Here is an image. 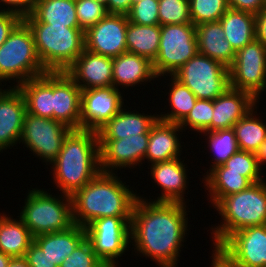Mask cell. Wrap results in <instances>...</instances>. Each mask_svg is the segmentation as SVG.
<instances>
[{
	"instance_id": "cell-53",
	"label": "cell",
	"mask_w": 266,
	"mask_h": 267,
	"mask_svg": "<svg viewBox=\"0 0 266 267\" xmlns=\"http://www.w3.org/2000/svg\"><path fill=\"white\" fill-rule=\"evenodd\" d=\"M97 2H99L100 4H102L103 6L107 7L109 4V0H96Z\"/></svg>"
},
{
	"instance_id": "cell-11",
	"label": "cell",
	"mask_w": 266,
	"mask_h": 267,
	"mask_svg": "<svg viewBox=\"0 0 266 267\" xmlns=\"http://www.w3.org/2000/svg\"><path fill=\"white\" fill-rule=\"evenodd\" d=\"M71 131V128L59 121L26 112L20 143L24 144L23 148L27 147L35 157L49 165L58 156Z\"/></svg>"
},
{
	"instance_id": "cell-48",
	"label": "cell",
	"mask_w": 266,
	"mask_h": 267,
	"mask_svg": "<svg viewBox=\"0 0 266 267\" xmlns=\"http://www.w3.org/2000/svg\"><path fill=\"white\" fill-rule=\"evenodd\" d=\"M134 0H109L106 7L108 14H127Z\"/></svg>"
},
{
	"instance_id": "cell-24",
	"label": "cell",
	"mask_w": 266,
	"mask_h": 267,
	"mask_svg": "<svg viewBox=\"0 0 266 267\" xmlns=\"http://www.w3.org/2000/svg\"><path fill=\"white\" fill-rule=\"evenodd\" d=\"M113 88L135 87V85L158 80L154 73L152 62L144 57L130 52H124L113 58Z\"/></svg>"
},
{
	"instance_id": "cell-13",
	"label": "cell",
	"mask_w": 266,
	"mask_h": 267,
	"mask_svg": "<svg viewBox=\"0 0 266 267\" xmlns=\"http://www.w3.org/2000/svg\"><path fill=\"white\" fill-rule=\"evenodd\" d=\"M101 172L117 173V169L143 166L149 134L128 136L124 139H98ZM116 170V171H115Z\"/></svg>"
},
{
	"instance_id": "cell-38",
	"label": "cell",
	"mask_w": 266,
	"mask_h": 267,
	"mask_svg": "<svg viewBox=\"0 0 266 267\" xmlns=\"http://www.w3.org/2000/svg\"><path fill=\"white\" fill-rule=\"evenodd\" d=\"M223 165L229 168V171L240 172L241 175L248 178L253 184L265 179L262 177L264 174L254 153L238 150Z\"/></svg>"
},
{
	"instance_id": "cell-32",
	"label": "cell",
	"mask_w": 266,
	"mask_h": 267,
	"mask_svg": "<svg viewBox=\"0 0 266 267\" xmlns=\"http://www.w3.org/2000/svg\"><path fill=\"white\" fill-rule=\"evenodd\" d=\"M125 38L127 52L144 56L153 62L160 45V25H138L128 22Z\"/></svg>"
},
{
	"instance_id": "cell-14",
	"label": "cell",
	"mask_w": 266,
	"mask_h": 267,
	"mask_svg": "<svg viewBox=\"0 0 266 267\" xmlns=\"http://www.w3.org/2000/svg\"><path fill=\"white\" fill-rule=\"evenodd\" d=\"M128 22L125 14H107L84 32L85 49L110 58L127 52Z\"/></svg>"
},
{
	"instance_id": "cell-30",
	"label": "cell",
	"mask_w": 266,
	"mask_h": 267,
	"mask_svg": "<svg viewBox=\"0 0 266 267\" xmlns=\"http://www.w3.org/2000/svg\"><path fill=\"white\" fill-rule=\"evenodd\" d=\"M32 242V234L19 218L0 213L1 252L11 258L24 257Z\"/></svg>"
},
{
	"instance_id": "cell-10",
	"label": "cell",
	"mask_w": 266,
	"mask_h": 267,
	"mask_svg": "<svg viewBox=\"0 0 266 267\" xmlns=\"http://www.w3.org/2000/svg\"><path fill=\"white\" fill-rule=\"evenodd\" d=\"M130 222L131 218L108 216L95 219L85 227L86 239L107 267H119L118 258L129 250Z\"/></svg>"
},
{
	"instance_id": "cell-27",
	"label": "cell",
	"mask_w": 266,
	"mask_h": 267,
	"mask_svg": "<svg viewBox=\"0 0 266 267\" xmlns=\"http://www.w3.org/2000/svg\"><path fill=\"white\" fill-rule=\"evenodd\" d=\"M86 238L85 228L74 224L62 232L41 234L33 237V241L43 250L45 255L58 267L64 259Z\"/></svg>"
},
{
	"instance_id": "cell-35",
	"label": "cell",
	"mask_w": 266,
	"mask_h": 267,
	"mask_svg": "<svg viewBox=\"0 0 266 267\" xmlns=\"http://www.w3.org/2000/svg\"><path fill=\"white\" fill-rule=\"evenodd\" d=\"M202 134L204 137L208 136L205 138V142L207 140V148L211 151L210 153H213L211 165L203 174L205 176L214 167L225 163L239 148L233 128L203 132Z\"/></svg>"
},
{
	"instance_id": "cell-18",
	"label": "cell",
	"mask_w": 266,
	"mask_h": 267,
	"mask_svg": "<svg viewBox=\"0 0 266 267\" xmlns=\"http://www.w3.org/2000/svg\"><path fill=\"white\" fill-rule=\"evenodd\" d=\"M2 88L0 87V152L20 144L27 112L24 96L18 87Z\"/></svg>"
},
{
	"instance_id": "cell-7",
	"label": "cell",
	"mask_w": 266,
	"mask_h": 267,
	"mask_svg": "<svg viewBox=\"0 0 266 267\" xmlns=\"http://www.w3.org/2000/svg\"><path fill=\"white\" fill-rule=\"evenodd\" d=\"M46 72L37 55L33 34L22 20L0 46V86L4 88L5 81L16 80L12 87H18Z\"/></svg>"
},
{
	"instance_id": "cell-9",
	"label": "cell",
	"mask_w": 266,
	"mask_h": 267,
	"mask_svg": "<svg viewBox=\"0 0 266 267\" xmlns=\"http://www.w3.org/2000/svg\"><path fill=\"white\" fill-rule=\"evenodd\" d=\"M172 76L187 86L197 99L214 100L230 87L229 69L199 53Z\"/></svg>"
},
{
	"instance_id": "cell-8",
	"label": "cell",
	"mask_w": 266,
	"mask_h": 267,
	"mask_svg": "<svg viewBox=\"0 0 266 267\" xmlns=\"http://www.w3.org/2000/svg\"><path fill=\"white\" fill-rule=\"evenodd\" d=\"M198 53L196 26L170 24L160 26V45L158 55L152 62L155 75H172Z\"/></svg>"
},
{
	"instance_id": "cell-23",
	"label": "cell",
	"mask_w": 266,
	"mask_h": 267,
	"mask_svg": "<svg viewBox=\"0 0 266 267\" xmlns=\"http://www.w3.org/2000/svg\"><path fill=\"white\" fill-rule=\"evenodd\" d=\"M129 109L124 105L115 116L101 126L96 131L98 139H124L132 135L149 134L159 115L157 113L147 115Z\"/></svg>"
},
{
	"instance_id": "cell-29",
	"label": "cell",
	"mask_w": 266,
	"mask_h": 267,
	"mask_svg": "<svg viewBox=\"0 0 266 267\" xmlns=\"http://www.w3.org/2000/svg\"><path fill=\"white\" fill-rule=\"evenodd\" d=\"M219 21L235 52L256 39V18L252 13L229 8Z\"/></svg>"
},
{
	"instance_id": "cell-21",
	"label": "cell",
	"mask_w": 266,
	"mask_h": 267,
	"mask_svg": "<svg viewBox=\"0 0 266 267\" xmlns=\"http://www.w3.org/2000/svg\"><path fill=\"white\" fill-rule=\"evenodd\" d=\"M259 102L248 92L229 87L213 100L211 131L233 128Z\"/></svg>"
},
{
	"instance_id": "cell-25",
	"label": "cell",
	"mask_w": 266,
	"mask_h": 267,
	"mask_svg": "<svg viewBox=\"0 0 266 267\" xmlns=\"http://www.w3.org/2000/svg\"><path fill=\"white\" fill-rule=\"evenodd\" d=\"M198 53L205 55L230 68L235 54L231 43L225 39L220 21L206 22L196 26Z\"/></svg>"
},
{
	"instance_id": "cell-28",
	"label": "cell",
	"mask_w": 266,
	"mask_h": 267,
	"mask_svg": "<svg viewBox=\"0 0 266 267\" xmlns=\"http://www.w3.org/2000/svg\"><path fill=\"white\" fill-rule=\"evenodd\" d=\"M204 188L209 192V201L214 207L224 197L249 188L253 183L240 172L229 171L223 164L203 176Z\"/></svg>"
},
{
	"instance_id": "cell-1",
	"label": "cell",
	"mask_w": 266,
	"mask_h": 267,
	"mask_svg": "<svg viewBox=\"0 0 266 267\" xmlns=\"http://www.w3.org/2000/svg\"><path fill=\"white\" fill-rule=\"evenodd\" d=\"M187 208L184 203L154 202L138 195L130 222L134 255L153 259L159 267H178L189 231Z\"/></svg>"
},
{
	"instance_id": "cell-47",
	"label": "cell",
	"mask_w": 266,
	"mask_h": 267,
	"mask_svg": "<svg viewBox=\"0 0 266 267\" xmlns=\"http://www.w3.org/2000/svg\"><path fill=\"white\" fill-rule=\"evenodd\" d=\"M229 8L257 15L265 6L266 0H227Z\"/></svg>"
},
{
	"instance_id": "cell-17",
	"label": "cell",
	"mask_w": 266,
	"mask_h": 267,
	"mask_svg": "<svg viewBox=\"0 0 266 267\" xmlns=\"http://www.w3.org/2000/svg\"><path fill=\"white\" fill-rule=\"evenodd\" d=\"M113 58L86 49L65 71L81 90L113 87Z\"/></svg>"
},
{
	"instance_id": "cell-45",
	"label": "cell",
	"mask_w": 266,
	"mask_h": 267,
	"mask_svg": "<svg viewBox=\"0 0 266 267\" xmlns=\"http://www.w3.org/2000/svg\"><path fill=\"white\" fill-rule=\"evenodd\" d=\"M23 19L14 13L0 11V46Z\"/></svg>"
},
{
	"instance_id": "cell-34",
	"label": "cell",
	"mask_w": 266,
	"mask_h": 267,
	"mask_svg": "<svg viewBox=\"0 0 266 267\" xmlns=\"http://www.w3.org/2000/svg\"><path fill=\"white\" fill-rule=\"evenodd\" d=\"M169 77H171L169 79L171 83H168L170 89L166 94L169 96L167 99L169 100L168 106H170V110H167V113L161 112L158 115L162 121L180 124L195 106L197 98L187 86L180 83L172 75H169Z\"/></svg>"
},
{
	"instance_id": "cell-52",
	"label": "cell",
	"mask_w": 266,
	"mask_h": 267,
	"mask_svg": "<svg viewBox=\"0 0 266 267\" xmlns=\"http://www.w3.org/2000/svg\"><path fill=\"white\" fill-rule=\"evenodd\" d=\"M11 257L0 251V267H7Z\"/></svg>"
},
{
	"instance_id": "cell-15",
	"label": "cell",
	"mask_w": 266,
	"mask_h": 267,
	"mask_svg": "<svg viewBox=\"0 0 266 267\" xmlns=\"http://www.w3.org/2000/svg\"><path fill=\"white\" fill-rule=\"evenodd\" d=\"M116 88H91L81 93V129L97 131L124 106Z\"/></svg>"
},
{
	"instance_id": "cell-2",
	"label": "cell",
	"mask_w": 266,
	"mask_h": 267,
	"mask_svg": "<svg viewBox=\"0 0 266 267\" xmlns=\"http://www.w3.org/2000/svg\"><path fill=\"white\" fill-rule=\"evenodd\" d=\"M117 175L100 172L71 196L74 224L85 228L102 217H132L139 193Z\"/></svg>"
},
{
	"instance_id": "cell-41",
	"label": "cell",
	"mask_w": 266,
	"mask_h": 267,
	"mask_svg": "<svg viewBox=\"0 0 266 267\" xmlns=\"http://www.w3.org/2000/svg\"><path fill=\"white\" fill-rule=\"evenodd\" d=\"M60 267H107L95 254L90 242L85 238L61 263Z\"/></svg>"
},
{
	"instance_id": "cell-36",
	"label": "cell",
	"mask_w": 266,
	"mask_h": 267,
	"mask_svg": "<svg viewBox=\"0 0 266 267\" xmlns=\"http://www.w3.org/2000/svg\"><path fill=\"white\" fill-rule=\"evenodd\" d=\"M190 18L197 26L206 22H216L229 9L227 0H189Z\"/></svg>"
},
{
	"instance_id": "cell-42",
	"label": "cell",
	"mask_w": 266,
	"mask_h": 267,
	"mask_svg": "<svg viewBox=\"0 0 266 267\" xmlns=\"http://www.w3.org/2000/svg\"><path fill=\"white\" fill-rule=\"evenodd\" d=\"M157 0L134 1L126 14L129 22L138 25H159Z\"/></svg>"
},
{
	"instance_id": "cell-26",
	"label": "cell",
	"mask_w": 266,
	"mask_h": 267,
	"mask_svg": "<svg viewBox=\"0 0 266 267\" xmlns=\"http://www.w3.org/2000/svg\"><path fill=\"white\" fill-rule=\"evenodd\" d=\"M18 88L24 96L27 113L53 119V72L29 79Z\"/></svg>"
},
{
	"instance_id": "cell-20",
	"label": "cell",
	"mask_w": 266,
	"mask_h": 267,
	"mask_svg": "<svg viewBox=\"0 0 266 267\" xmlns=\"http://www.w3.org/2000/svg\"><path fill=\"white\" fill-rule=\"evenodd\" d=\"M181 158L169 161L153 163L148 167L149 173L154 179V184L161 188V195L151 201L154 202H179L187 204L184 195L188 189L189 170L185 167L187 164Z\"/></svg>"
},
{
	"instance_id": "cell-51",
	"label": "cell",
	"mask_w": 266,
	"mask_h": 267,
	"mask_svg": "<svg viewBox=\"0 0 266 267\" xmlns=\"http://www.w3.org/2000/svg\"><path fill=\"white\" fill-rule=\"evenodd\" d=\"M7 267H30L25 257L11 258Z\"/></svg>"
},
{
	"instance_id": "cell-40",
	"label": "cell",
	"mask_w": 266,
	"mask_h": 267,
	"mask_svg": "<svg viewBox=\"0 0 266 267\" xmlns=\"http://www.w3.org/2000/svg\"><path fill=\"white\" fill-rule=\"evenodd\" d=\"M75 6L79 27L84 32L108 14L106 7L96 0H75Z\"/></svg>"
},
{
	"instance_id": "cell-37",
	"label": "cell",
	"mask_w": 266,
	"mask_h": 267,
	"mask_svg": "<svg viewBox=\"0 0 266 267\" xmlns=\"http://www.w3.org/2000/svg\"><path fill=\"white\" fill-rule=\"evenodd\" d=\"M212 117L213 100L197 99L195 106L179 125L184 131L191 129L200 134L210 132Z\"/></svg>"
},
{
	"instance_id": "cell-44",
	"label": "cell",
	"mask_w": 266,
	"mask_h": 267,
	"mask_svg": "<svg viewBox=\"0 0 266 267\" xmlns=\"http://www.w3.org/2000/svg\"><path fill=\"white\" fill-rule=\"evenodd\" d=\"M24 257L30 267H58L34 241L30 244Z\"/></svg>"
},
{
	"instance_id": "cell-50",
	"label": "cell",
	"mask_w": 266,
	"mask_h": 267,
	"mask_svg": "<svg viewBox=\"0 0 266 267\" xmlns=\"http://www.w3.org/2000/svg\"><path fill=\"white\" fill-rule=\"evenodd\" d=\"M255 155L258 159V163H259L261 170H264L263 165H266V140L259 147Z\"/></svg>"
},
{
	"instance_id": "cell-16",
	"label": "cell",
	"mask_w": 266,
	"mask_h": 267,
	"mask_svg": "<svg viewBox=\"0 0 266 267\" xmlns=\"http://www.w3.org/2000/svg\"><path fill=\"white\" fill-rule=\"evenodd\" d=\"M220 246L241 267H266V224L236 231Z\"/></svg>"
},
{
	"instance_id": "cell-5",
	"label": "cell",
	"mask_w": 266,
	"mask_h": 267,
	"mask_svg": "<svg viewBox=\"0 0 266 267\" xmlns=\"http://www.w3.org/2000/svg\"><path fill=\"white\" fill-rule=\"evenodd\" d=\"M213 208L221 216V223L210 228L212 244L221 245L232 233L243 228L265 225L266 181L224 197Z\"/></svg>"
},
{
	"instance_id": "cell-31",
	"label": "cell",
	"mask_w": 266,
	"mask_h": 267,
	"mask_svg": "<svg viewBox=\"0 0 266 267\" xmlns=\"http://www.w3.org/2000/svg\"><path fill=\"white\" fill-rule=\"evenodd\" d=\"M31 14L41 23L80 28L75 0H35Z\"/></svg>"
},
{
	"instance_id": "cell-33",
	"label": "cell",
	"mask_w": 266,
	"mask_h": 267,
	"mask_svg": "<svg viewBox=\"0 0 266 267\" xmlns=\"http://www.w3.org/2000/svg\"><path fill=\"white\" fill-rule=\"evenodd\" d=\"M257 107H253L233 126L239 150L254 154L266 140V123L258 117Z\"/></svg>"
},
{
	"instance_id": "cell-6",
	"label": "cell",
	"mask_w": 266,
	"mask_h": 267,
	"mask_svg": "<svg viewBox=\"0 0 266 267\" xmlns=\"http://www.w3.org/2000/svg\"><path fill=\"white\" fill-rule=\"evenodd\" d=\"M24 205L17 217L25 224L33 237L62 232L74 225L72 198L69 195H52L46 191L30 188Z\"/></svg>"
},
{
	"instance_id": "cell-3",
	"label": "cell",
	"mask_w": 266,
	"mask_h": 267,
	"mask_svg": "<svg viewBox=\"0 0 266 267\" xmlns=\"http://www.w3.org/2000/svg\"><path fill=\"white\" fill-rule=\"evenodd\" d=\"M53 183L61 194L72 196L100 172V146L93 130H72L58 156L49 164ZM53 171V172H52Z\"/></svg>"
},
{
	"instance_id": "cell-19",
	"label": "cell",
	"mask_w": 266,
	"mask_h": 267,
	"mask_svg": "<svg viewBox=\"0 0 266 267\" xmlns=\"http://www.w3.org/2000/svg\"><path fill=\"white\" fill-rule=\"evenodd\" d=\"M81 93L65 72H53V119L72 130L81 129Z\"/></svg>"
},
{
	"instance_id": "cell-46",
	"label": "cell",
	"mask_w": 266,
	"mask_h": 267,
	"mask_svg": "<svg viewBox=\"0 0 266 267\" xmlns=\"http://www.w3.org/2000/svg\"><path fill=\"white\" fill-rule=\"evenodd\" d=\"M211 267H241L220 245L212 244Z\"/></svg>"
},
{
	"instance_id": "cell-4",
	"label": "cell",
	"mask_w": 266,
	"mask_h": 267,
	"mask_svg": "<svg viewBox=\"0 0 266 267\" xmlns=\"http://www.w3.org/2000/svg\"><path fill=\"white\" fill-rule=\"evenodd\" d=\"M30 28L37 55L47 72H65L85 49L84 31L23 18Z\"/></svg>"
},
{
	"instance_id": "cell-22",
	"label": "cell",
	"mask_w": 266,
	"mask_h": 267,
	"mask_svg": "<svg viewBox=\"0 0 266 267\" xmlns=\"http://www.w3.org/2000/svg\"><path fill=\"white\" fill-rule=\"evenodd\" d=\"M183 132L177 123L165 122L160 119L152 126L149 131V141L144 156V163L148 164L169 161L181 158L182 142L179 134ZM179 133V134H178ZM181 151V152H180Z\"/></svg>"
},
{
	"instance_id": "cell-49",
	"label": "cell",
	"mask_w": 266,
	"mask_h": 267,
	"mask_svg": "<svg viewBox=\"0 0 266 267\" xmlns=\"http://www.w3.org/2000/svg\"><path fill=\"white\" fill-rule=\"evenodd\" d=\"M256 39L266 47V6L255 15Z\"/></svg>"
},
{
	"instance_id": "cell-39",
	"label": "cell",
	"mask_w": 266,
	"mask_h": 267,
	"mask_svg": "<svg viewBox=\"0 0 266 267\" xmlns=\"http://www.w3.org/2000/svg\"><path fill=\"white\" fill-rule=\"evenodd\" d=\"M158 2L160 26L192 23L189 0H159Z\"/></svg>"
},
{
	"instance_id": "cell-43",
	"label": "cell",
	"mask_w": 266,
	"mask_h": 267,
	"mask_svg": "<svg viewBox=\"0 0 266 267\" xmlns=\"http://www.w3.org/2000/svg\"><path fill=\"white\" fill-rule=\"evenodd\" d=\"M34 3L35 0H0V11L17 14L23 19L32 13Z\"/></svg>"
},
{
	"instance_id": "cell-12",
	"label": "cell",
	"mask_w": 266,
	"mask_h": 267,
	"mask_svg": "<svg viewBox=\"0 0 266 267\" xmlns=\"http://www.w3.org/2000/svg\"><path fill=\"white\" fill-rule=\"evenodd\" d=\"M229 78L231 88L246 91L259 102L266 92V47L255 39L238 50Z\"/></svg>"
}]
</instances>
